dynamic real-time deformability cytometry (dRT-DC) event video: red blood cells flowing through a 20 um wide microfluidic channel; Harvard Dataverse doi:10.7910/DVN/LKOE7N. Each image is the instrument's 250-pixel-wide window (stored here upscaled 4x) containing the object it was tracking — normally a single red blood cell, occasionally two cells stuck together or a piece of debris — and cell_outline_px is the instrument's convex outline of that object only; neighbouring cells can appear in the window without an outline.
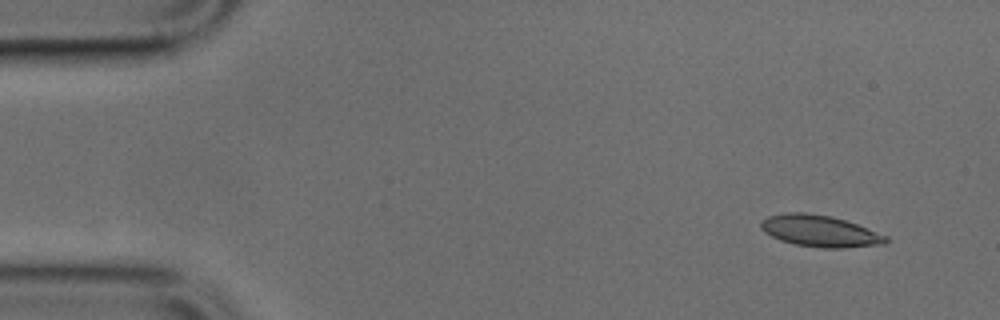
{"species": "common noctule bat (a hibernating species)", "species_latin": "Nyctalus noctula", "temperature_condition": "cold", "stored_images_in_passage": 46, "camera_frame_rate_fps": 3000, "um_per_image_px": 0.085, "animal": {"sex": "male", "body_mass_g": 17.9, "forearm_length_mm": 54.2}, "frame": {"image": 1, "passage_image": 1, "time_ms": 0.0, "image_size_px": [1000, 320], "cell_outline_px": [[888, 240], [884, 244], [844, 248], [824, 248], [796, 244], [780, 240], [764, 232], [760, 228], [760, 220], [768, 216], [784, 212], [804, 212], [832, 216], [856, 224], [888, 236]], "centroid_in_image_um": [69.66, 19.63], "position_along_channel_um": 15.3, "area_um2": 23.0}}
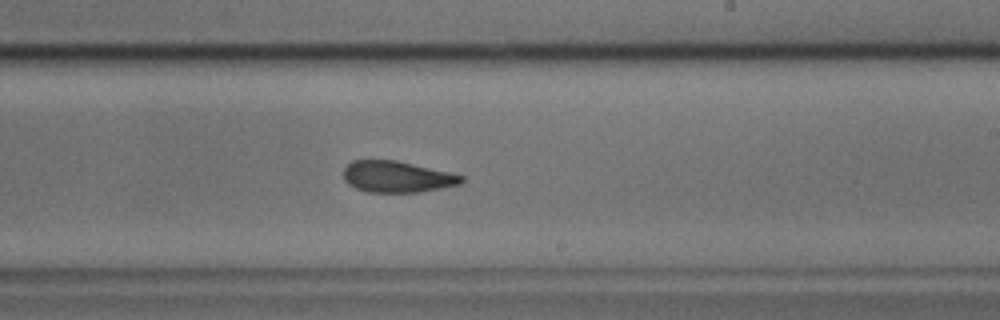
{"frame": {"image": 2, "passage_image": 26, "time_ms": 8.333, "image_size_px": [1000, 320], "cell_outline_px": [[464, 180], [460, 184], [420, 192], [368, 192], [356, 188], [348, 184], [344, 180], [344, 168], [352, 160], [396, 160], [452, 172], [464, 176]], "centroid_in_image_um": [33.76, 15.02], "position_along_channel_um": 255.2, "area_um2": 21.62}}
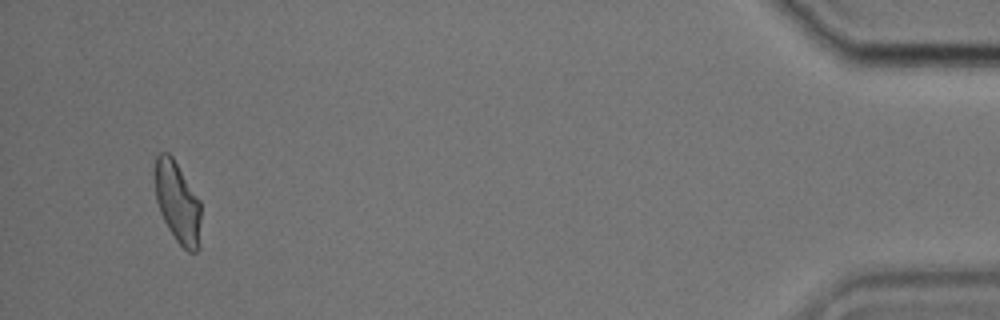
{"frame": {"image": 3, "passage_image": 44, "time_ms": 14.333, "image_size_px": [1000, 320], "cell_outline_px": [[200, 248], [196, 252], [188, 252], [176, 240], [168, 228], [160, 212], [156, 200], [152, 172], [156, 156], [160, 152], [168, 152], [172, 156], [200, 200]], "centroid_in_image_um": [15.06, 17.17], "position_along_channel_um": 420.1, "area_um2": 22.25}}